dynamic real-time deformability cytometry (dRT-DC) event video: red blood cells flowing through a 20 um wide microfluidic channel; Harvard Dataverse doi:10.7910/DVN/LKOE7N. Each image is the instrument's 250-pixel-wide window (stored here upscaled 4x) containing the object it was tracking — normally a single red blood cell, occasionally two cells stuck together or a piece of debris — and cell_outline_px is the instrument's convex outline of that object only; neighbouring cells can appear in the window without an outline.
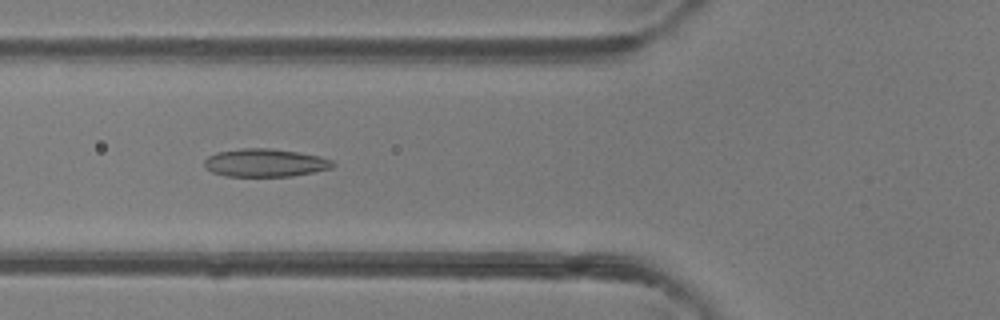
{"species": "common noctule bat (a hibernating species)", "species_latin": "Nyctalus noctula", "temperature_condition": "room temperature", "stored_images_in_passage": 36, "camera_frame_rate_fps": 3000, "um_per_image_px": 0.085, "animal": {"sex": "female"}, "frame": {"image": 1, "passage_image": 6, "time_ms": 1.667, "image_size_px": [1000, 320], "cell_outline_px": [[336, 164], [332, 168], [292, 176], [228, 176], [212, 172], [204, 164], [204, 160], [208, 156], [216, 152], [240, 148], [272, 148], [320, 156], [332, 160]], "centroid_in_image_um": [22.54, 13.83], "position_along_channel_um": 103.3, "area_um2": 20.92}}
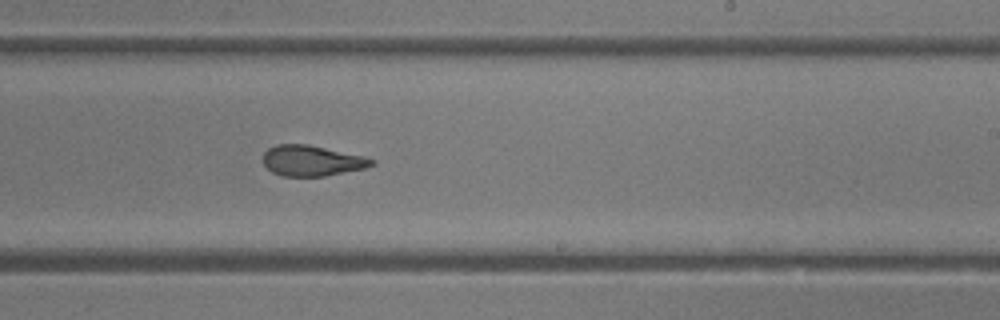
{"frame": {"image": 2, "passage_image": 17, "time_ms": 5.333, "image_size_px": [1000, 320], "cell_outline_px": [[376, 164], [364, 168], [324, 176], [280, 176], [272, 172], [264, 164], [264, 152], [268, 148], [276, 144], [308, 144], [364, 156], [376, 160]], "centroid_in_image_um": [26.51, 13.65], "position_along_channel_um": 262.5, "area_um2": 19.36}}
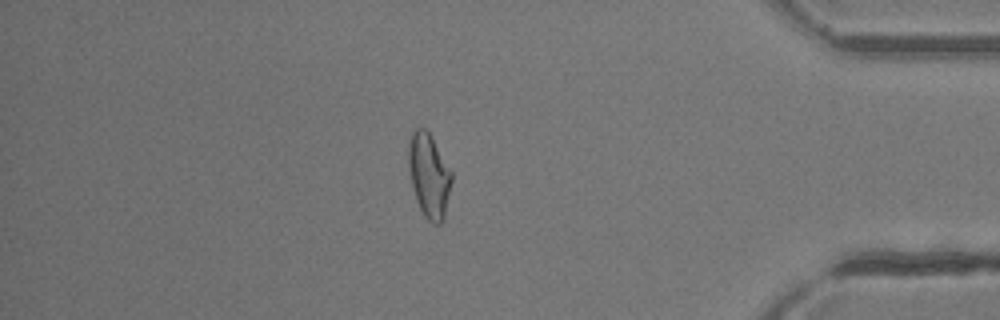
{"frame": {"image": 3, "passage_image": 29, "time_ms": 9.333, "image_size_px": [1000, 320], "cell_outline_px": [[452, 180], [444, 216], [440, 224], [432, 224], [424, 216], [416, 200], [412, 188], [408, 168], [408, 144], [412, 132], [416, 128], [424, 128], [432, 136], [452, 172]], "centroid_in_image_um": [36.45, 14.91], "position_along_channel_um": 398.8, "area_um2": 21.21}, "authors_computed_cell_mechanics": {"area_um2": 20.6635, "velocity_mm_per_s": 4.3311, "shape_relaxation_time_tau1_ms": null, "shape_relaxation_time_tau2_ms": 2.1616, "deformation_change_tau1": null, "deformation_change_tau2": 0.0908}}